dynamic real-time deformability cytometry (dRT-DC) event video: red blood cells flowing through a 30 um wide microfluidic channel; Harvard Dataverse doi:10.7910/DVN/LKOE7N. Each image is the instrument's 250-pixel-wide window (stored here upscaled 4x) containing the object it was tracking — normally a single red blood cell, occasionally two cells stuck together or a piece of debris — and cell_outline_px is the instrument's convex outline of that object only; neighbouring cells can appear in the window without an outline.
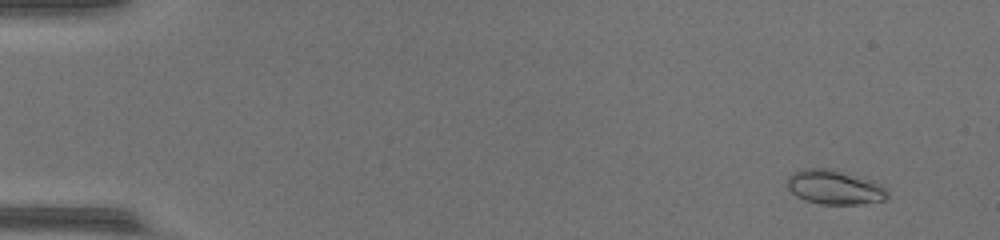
{"species": "common noctule bat (a hibernating species)", "species_latin": "Nyctalus noctula", "temperature_condition": "warm", "stored_images_in_passage": 53, "camera_frame_rate_fps": 3000, "um_per_image_px": 0.085, "animal": {"sex": "female", "body_mass_g": 17.0, "forearm_length_mm": 48.0}, "frame": {"image": 1, "passage_image": 5, "time_ms": 1.333, "image_size_px": [1000, 240], "cell_outline_px": [[888, 196], [884, 200], [856, 204], [820, 204], [804, 200], [796, 196], [788, 188], [788, 176], [804, 168], [836, 168], [876, 180], [888, 192]], "centroid_in_image_um": [70.97, 15.89], "position_along_channel_um": 14.0, "area_um2": 20.4}}
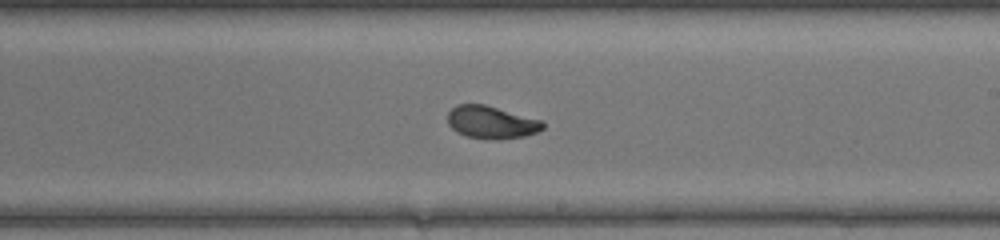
{"frame": {"image": 2, "passage_image": 33, "time_ms": 10.667, "image_size_px": [1000, 240], "cell_outline_px": [[544, 128], [536, 132], [524, 136], [500, 140], [496, 140], [468, 136], [456, 132], [448, 124], [448, 112], [456, 104], [484, 104], [540, 120], [544, 124]], "centroid_in_image_um": [41.73, 10.4], "position_along_channel_um": 247.3, "area_um2": 17.92}}
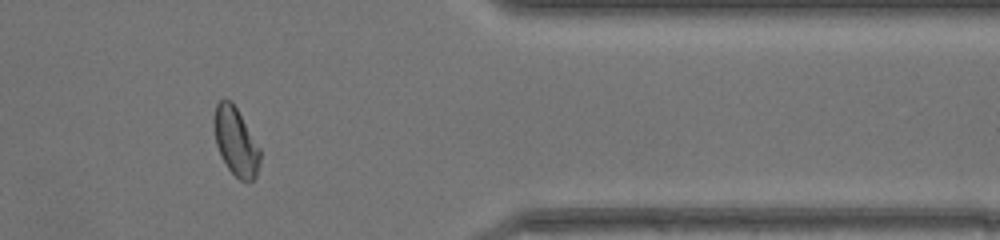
{"frame": {"image": 3, "passage_image": 45, "time_ms": 14.667, "image_size_px": [1000, 240], "cell_outline_px": [[260, 164], [256, 176], [252, 180], [240, 180], [228, 168], [220, 156], [216, 144], [212, 124], [212, 120], [216, 104], [220, 100], [232, 100], [260, 148]], "centroid_in_image_um": [20.02, 12.01], "position_along_channel_um": 391.4, "area_um2": 18.38}}